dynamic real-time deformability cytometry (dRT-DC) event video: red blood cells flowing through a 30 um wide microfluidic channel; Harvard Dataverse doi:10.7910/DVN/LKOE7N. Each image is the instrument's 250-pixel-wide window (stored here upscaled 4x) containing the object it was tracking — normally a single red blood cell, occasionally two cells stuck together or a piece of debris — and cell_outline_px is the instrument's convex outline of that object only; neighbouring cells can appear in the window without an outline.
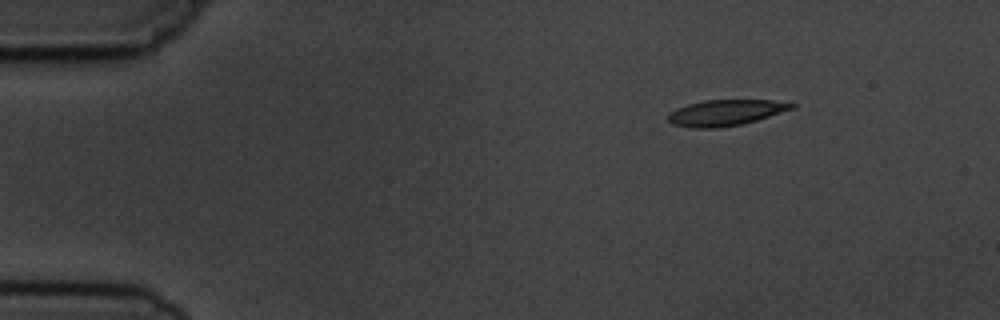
{"species": "common noctule bat (a hibernating species)", "species_latin": "Nyctalus noctula", "temperature_condition": "cold", "stored_images_in_passage": 3, "camera_frame_rate_fps": 3000, "um_per_image_px": 0.085, "animal": {"sex": "male", "body_mass_g": 19.5, "forearm_length_mm": 54.6}, "frame": {"image": 1, "passage_image": 1, "time_ms": 0.0, "image_size_px": [1000, 320], "cell_outline_px": [[796, 108], [756, 120], [740, 124], [716, 128], [692, 128], [672, 124], [668, 120], [668, 116], [676, 108], [688, 104], [704, 100], [772, 100], [796, 104]], "centroid_in_image_um": [61.68, 9.57], "position_along_channel_um": 23.3, "area_um2": 18.55}}